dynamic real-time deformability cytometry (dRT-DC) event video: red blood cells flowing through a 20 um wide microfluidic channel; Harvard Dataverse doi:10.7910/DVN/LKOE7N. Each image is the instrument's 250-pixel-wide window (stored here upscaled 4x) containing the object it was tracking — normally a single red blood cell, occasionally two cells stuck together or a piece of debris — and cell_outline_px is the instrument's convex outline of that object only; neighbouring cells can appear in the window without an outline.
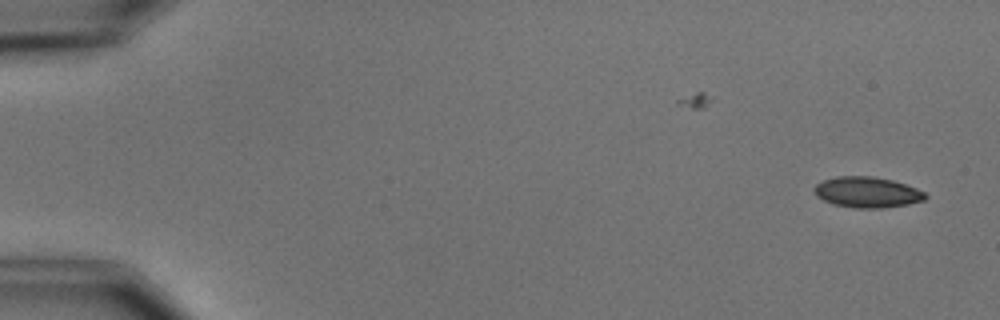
{"species": "common noctule bat (a hibernating species)", "species_latin": "Nyctalus noctula", "temperature_condition": "cold", "stored_images_in_passage": 3, "camera_frame_rate_fps": 3000, "um_per_image_px": 0.085, "animal": {"sex": "male", "body_mass_g": 15.6}, "frame": {"image": 1, "passage_image": 3, "time_ms": 2.333, "image_size_px": [1000, 320], "cell_outline_px": [[928, 196], [924, 200], [908, 204], [880, 208], [856, 208], [832, 204], [816, 196], [812, 188], [816, 184], [824, 180], [836, 176], [872, 176], [892, 180], [916, 188], [924, 192]], "centroid_in_image_um": [73.68, 16.34], "position_along_channel_um": 11.3, "area_um2": 19.88}}